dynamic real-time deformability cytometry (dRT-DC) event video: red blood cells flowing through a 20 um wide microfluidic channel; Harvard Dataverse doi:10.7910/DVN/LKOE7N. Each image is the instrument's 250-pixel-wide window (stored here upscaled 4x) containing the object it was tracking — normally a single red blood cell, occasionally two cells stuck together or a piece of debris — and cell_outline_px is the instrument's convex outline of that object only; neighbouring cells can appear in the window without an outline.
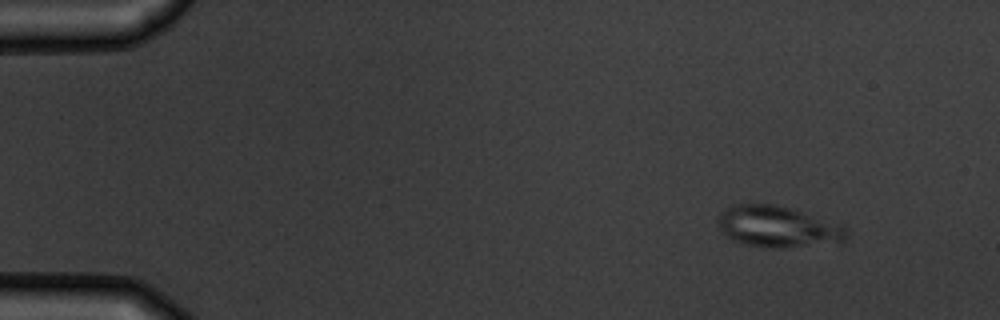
{"species": "common noctule bat (a hibernating species)", "species_latin": "Nyctalus noctula", "temperature_condition": "warm", "stored_images_in_passage": 4, "camera_frame_rate_fps": 3000, "um_per_image_px": 0.085, "animal": {"sex": "male", "body_mass_g": 19.5, "forearm_length_mm": 54.6}, "frame": {"image": 1, "passage_image": 1, "time_ms": 0.0, "image_size_px": [1000, 320], "cell_outline_px": [[848, 236], [844, 244], [780, 248], [764, 248], [744, 244], [732, 240], [716, 224], [716, 220], [720, 212], [732, 204], [776, 204], [840, 224], [848, 228]], "centroid_in_image_um": [66.16, 19.3], "position_along_channel_um": 18.8, "area_um2": 31.56}}